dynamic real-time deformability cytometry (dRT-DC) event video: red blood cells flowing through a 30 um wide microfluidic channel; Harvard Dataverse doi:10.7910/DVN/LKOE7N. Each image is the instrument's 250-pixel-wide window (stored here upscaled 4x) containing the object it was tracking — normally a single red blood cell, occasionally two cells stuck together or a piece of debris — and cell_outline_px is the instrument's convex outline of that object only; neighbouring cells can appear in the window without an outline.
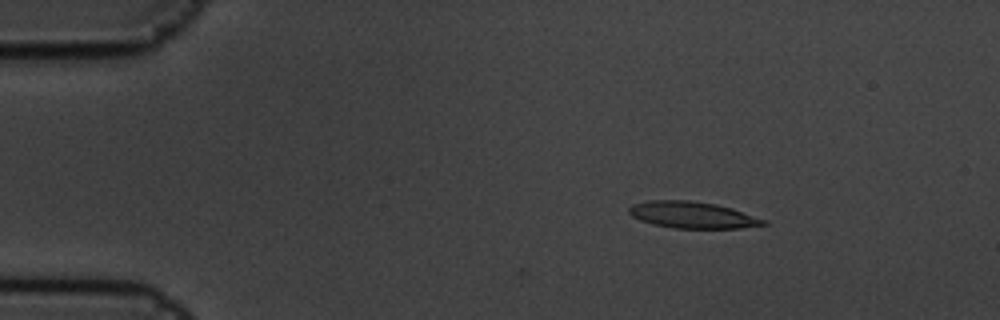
{"species": "common noctule bat (a hibernating species)", "species_latin": "Nyctalus noctula", "temperature_condition": "cold", "stored_images_in_passage": 5, "camera_frame_rate_fps": 3000, "um_per_image_px": 0.085, "animal": {"sex": "male", "body_mass_g": 19.5, "forearm_length_mm": 54.6}, "frame": {"image": 1, "passage_image": 3, "time_ms": 0.667, "image_size_px": [1000, 320], "cell_outline_px": [[768, 224], [740, 228], [672, 228], [652, 224], [640, 220], [632, 216], [628, 212], [628, 208], [632, 204], [652, 200], [692, 200], [716, 204], [732, 208], [768, 220]], "centroid_in_image_um": [58.87, 18.27], "position_along_channel_um": 26.1, "area_um2": 20.98}}